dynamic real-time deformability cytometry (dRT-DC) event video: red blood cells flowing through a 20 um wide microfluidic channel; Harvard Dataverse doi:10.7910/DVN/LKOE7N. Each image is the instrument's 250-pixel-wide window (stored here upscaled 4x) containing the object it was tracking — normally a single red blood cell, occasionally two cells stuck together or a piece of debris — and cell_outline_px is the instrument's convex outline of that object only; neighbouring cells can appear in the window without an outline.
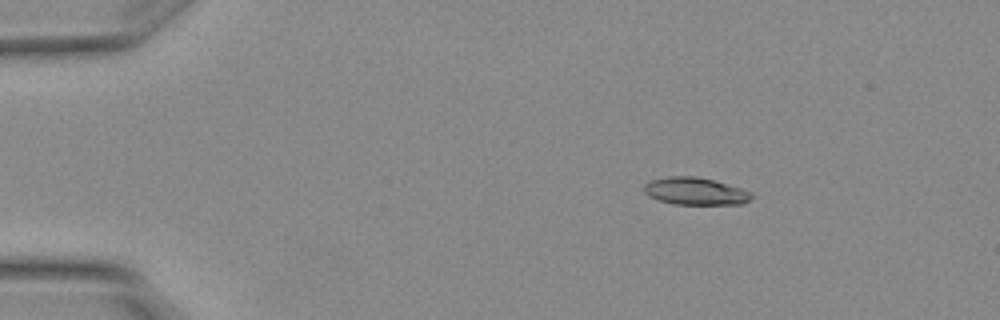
{"species": "Egyptian fruit bat (a non-hibernating species)", "species_latin": "Rousettus aegyptiacus", "temperature_condition": "warm", "stored_images_in_passage": 4, "camera_frame_rate_fps": 3000, "um_per_image_px": 0.085, "animal": {"sex": "female"}, "frame": {"image": 1, "passage_image": 3, "time_ms": 0.667, "image_size_px": [1000, 320], "cell_outline_px": [[752, 196], [744, 204], [672, 204], [648, 196], [644, 192], [644, 184], [652, 180], [668, 176], [696, 176], [712, 180], [740, 188], [752, 192]], "centroid_in_image_um": [59.08, 16.25], "position_along_channel_um": 25.9, "area_um2": 16.99}}